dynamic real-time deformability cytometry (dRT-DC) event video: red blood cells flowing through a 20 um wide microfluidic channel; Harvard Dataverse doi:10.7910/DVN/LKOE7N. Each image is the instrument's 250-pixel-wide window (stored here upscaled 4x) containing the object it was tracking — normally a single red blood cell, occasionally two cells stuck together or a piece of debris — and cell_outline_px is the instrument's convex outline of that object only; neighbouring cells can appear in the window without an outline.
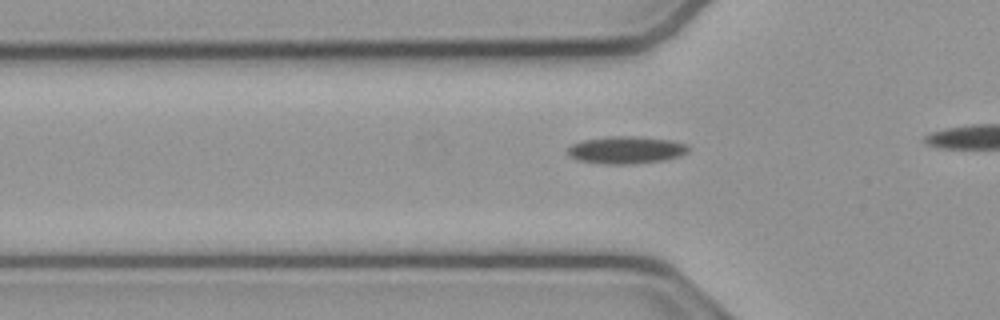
{"species": "common noctule bat (a hibernating species)", "species_latin": "Nyctalus noctula", "temperature_condition": "cold", "stored_images_in_passage": 12, "camera_frame_rate_fps": 3000, "um_per_image_px": 0.085, "animal": {"sex": "male", "body_mass_g": 23.1, "forearm_length_mm": 52.7}, "frame": {"image": 1, "passage_image": 6, "time_ms": 1.667, "image_size_px": [1000, 320], "cell_outline_px": [[692, 148], [688, 152], [680, 156], [664, 160], [632, 164], [604, 164], [576, 160], [568, 156], [568, 148], [572, 144], [584, 140], [608, 136], [636, 136], [672, 140], [688, 144]], "centroid_in_image_um": [53.25, 12.75], "position_along_channel_um": 72.5, "area_um2": 19.54}}
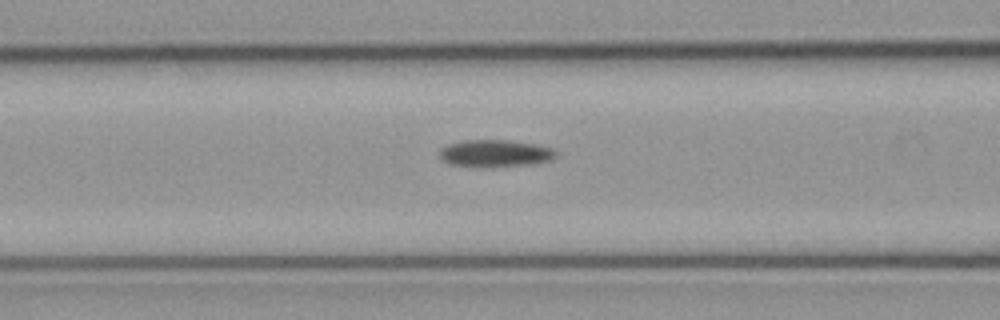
{"frame": {"image": 2, "passage_image": 10, "time_ms": 3.0, "image_size_px": [1000, 320], "cell_outline_px": [[556, 156], [548, 160], [532, 164], [488, 168], [476, 168], [448, 164], [440, 160], [440, 148], [448, 144], [464, 140], [508, 140], [536, 144], [552, 148], [556, 152]], "centroid_in_image_um": [42.02, 13.06], "position_along_channel_um": 124.6, "area_um2": 18.84}}